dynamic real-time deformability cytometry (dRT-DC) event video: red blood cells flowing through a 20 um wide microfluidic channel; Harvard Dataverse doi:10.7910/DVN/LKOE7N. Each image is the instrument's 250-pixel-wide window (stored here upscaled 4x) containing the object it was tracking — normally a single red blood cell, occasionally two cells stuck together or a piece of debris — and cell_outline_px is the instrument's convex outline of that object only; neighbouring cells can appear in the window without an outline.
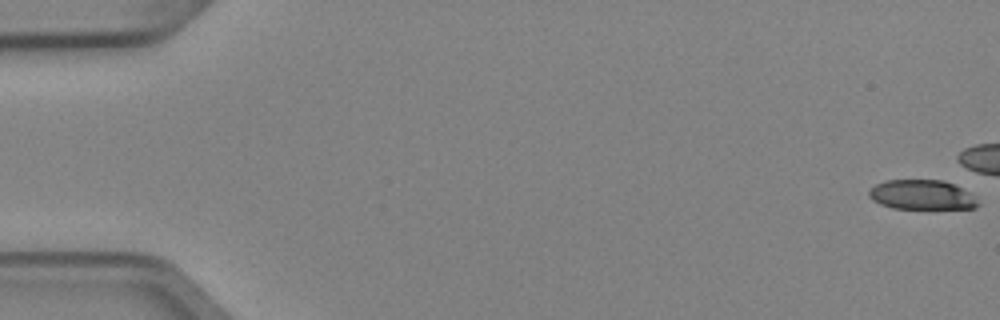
{"species": "Egyptian fruit bat (a non-hibernating species)", "species_latin": "Rousettus aegyptiacus", "temperature_condition": "cold", "stored_images_in_passage": 7, "camera_frame_rate_fps": 3000, "um_per_image_px": 0.085, "animal": {"sex": "female"}, "frame": {"image": 1, "passage_image": 1, "time_ms": 0.0, "image_size_px": [1000, 320], "cell_outline_px": [[980, 204], [976, 208], [892, 208], [880, 204], [872, 200], [868, 196], [868, 192], [876, 184], [888, 180], [944, 180], [968, 192]], "centroid_in_image_um": [78.32, 16.56], "position_along_channel_um": 6.7, "area_um2": 18.55}}
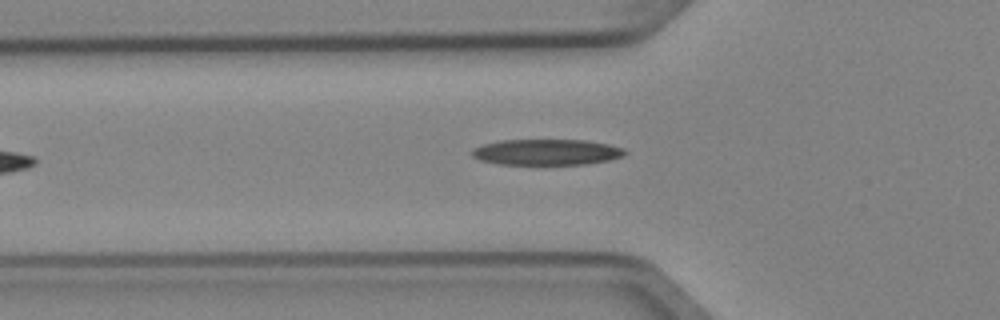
{"frame": {"image": 2, "passage_image": 7, "time_ms": 2.0, "image_size_px": [1000, 320], "cell_outline_px": [[628, 152], [624, 156], [608, 160], [584, 164], [500, 164], [480, 160], [472, 156], [472, 148], [484, 144], [500, 140], [588, 140], [608, 144], [624, 148]], "centroid_in_image_um": [46.48, 12.92], "position_along_channel_um": 79.3, "area_um2": 23.06}}